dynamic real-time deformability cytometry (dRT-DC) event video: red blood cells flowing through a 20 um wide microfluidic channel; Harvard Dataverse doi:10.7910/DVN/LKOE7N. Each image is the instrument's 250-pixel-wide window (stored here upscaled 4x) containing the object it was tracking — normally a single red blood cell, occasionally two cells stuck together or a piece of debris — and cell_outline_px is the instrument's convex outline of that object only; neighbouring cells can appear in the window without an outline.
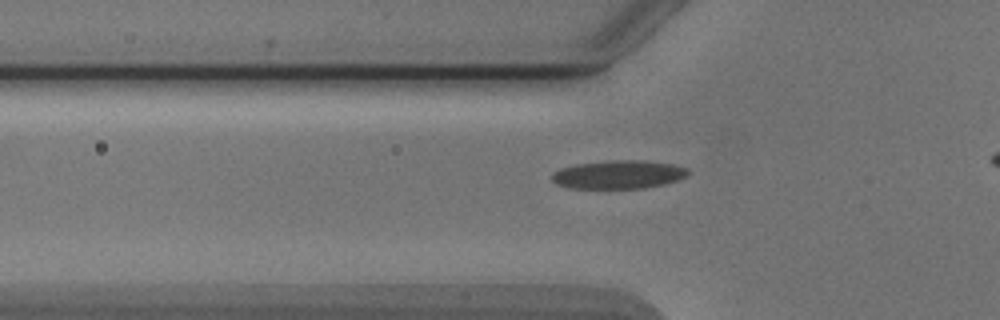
{"species": "Egyptian fruit bat (a non-hibernating species)", "species_latin": "Rousettus aegyptiacus", "temperature_condition": "cold", "stored_images_in_passage": 35, "camera_frame_rate_fps": 3000, "um_per_image_px": 0.085, "animal": {"sex": "male"}, "frame": {"image": 1, "passage_image": 7, "time_ms": 2.0, "image_size_px": [1000, 320], "cell_outline_px": [[692, 172], [688, 176], [664, 184], [644, 188], [568, 188], [556, 184], [552, 180], [552, 172], [560, 168], [576, 164], [612, 160], [644, 160], [672, 164], [688, 168]], "centroid_in_image_um": [52.59, 14.83], "position_along_channel_um": 73.2, "area_um2": 22.72}}
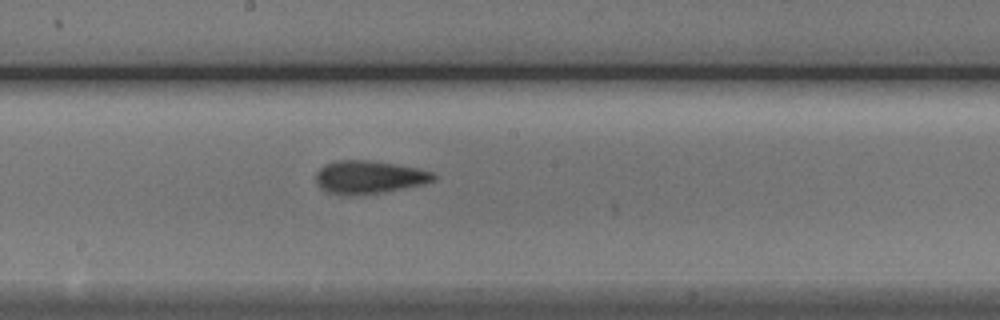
{"frame": {"image": 2, "passage_image": 18, "time_ms": 5.667, "image_size_px": [1000, 320], "cell_outline_px": [[436, 180], [424, 184], [380, 192], [352, 196], [328, 192], [320, 188], [316, 184], [316, 172], [324, 164], [336, 160], [372, 160], [396, 164], [416, 168], [432, 172], [436, 176]], "centroid_in_image_um": [31.34, 15.05], "position_along_channel_um": 216.9, "area_um2": 22.66}}
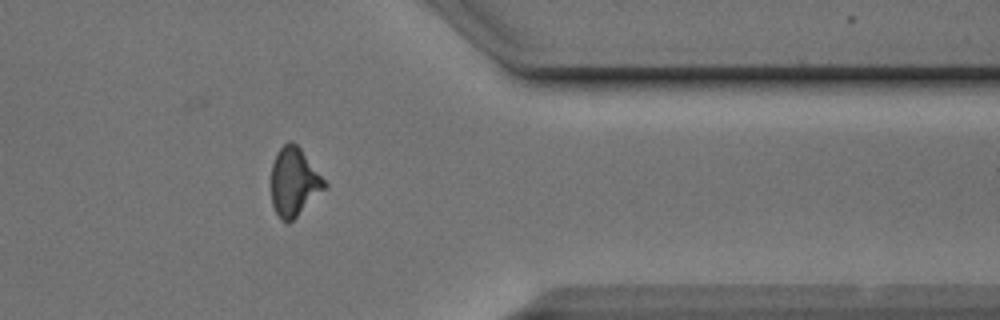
{"frame": {"image": 3, "passage_image": 32, "time_ms": 10.333, "image_size_px": [1000, 320], "cell_outline_px": [[328, 184], [288, 224], [280, 220], [272, 204], [272, 164], [280, 148], [288, 140], [292, 140], [300, 148]], "centroid_in_image_um": [24.97, 15.45], "position_along_channel_um": 386.4, "area_um2": 20.75}}